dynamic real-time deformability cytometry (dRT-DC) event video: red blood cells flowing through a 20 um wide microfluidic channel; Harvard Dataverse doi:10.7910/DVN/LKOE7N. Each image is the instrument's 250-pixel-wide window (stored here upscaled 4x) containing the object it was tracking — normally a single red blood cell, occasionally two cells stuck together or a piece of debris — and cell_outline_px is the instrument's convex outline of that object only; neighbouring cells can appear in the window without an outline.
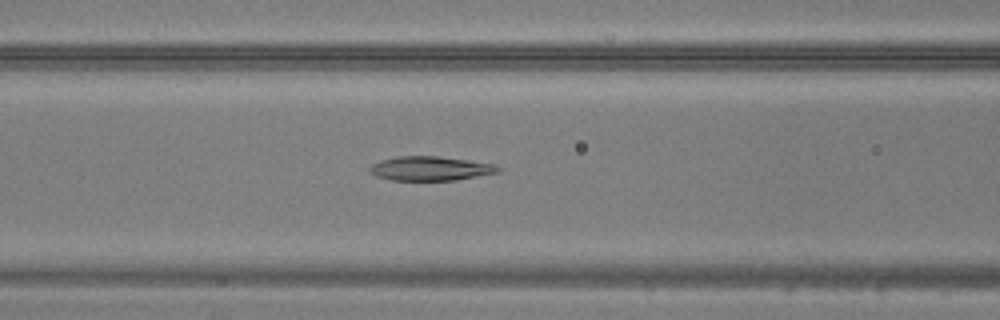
{"species": "common noctule bat (a hibernating species)", "species_latin": "Nyctalus noctula", "temperature_condition": "warm", "stored_images_in_passage": 48, "camera_frame_rate_fps": 3000, "um_per_image_px": 0.085, "animal": {"sex": "male", "body_mass_g": 20.5, "forearm_length_mm": 52.5}, "frame": {"image": 1, "passage_image": 20, "time_ms": 6.333, "image_size_px": [1000, 320], "cell_outline_px": [[500, 172], [456, 180], [392, 180], [376, 176], [368, 168], [372, 164], [396, 156], [436, 156], [496, 164], [500, 168]], "centroid_in_image_um": [36.61, 14.32], "position_along_channel_um": 130.0, "area_um2": 17.92}}
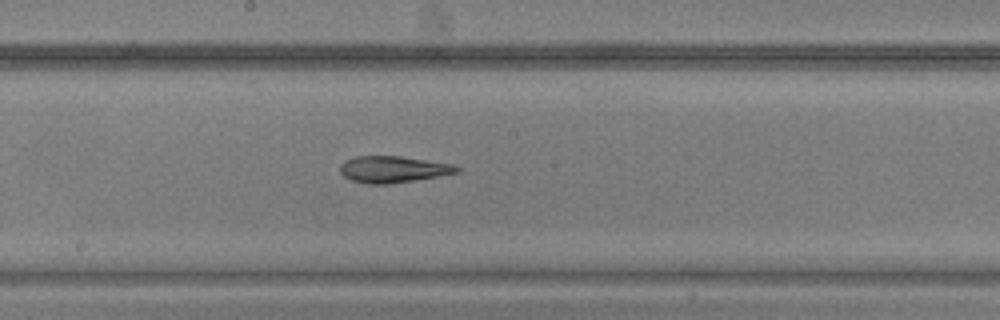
{"frame": {"image": 2, "passage_image": 26, "time_ms": 8.333, "image_size_px": [1000, 320], "cell_outline_px": [[460, 172], [388, 184], [368, 184], [352, 180], [344, 176], [340, 172], [340, 164], [344, 160], [356, 156], [400, 156], [452, 164], [460, 168]], "centroid_in_image_um": [33.37, 14.38], "position_along_channel_um": 214.8, "area_um2": 17.86}}
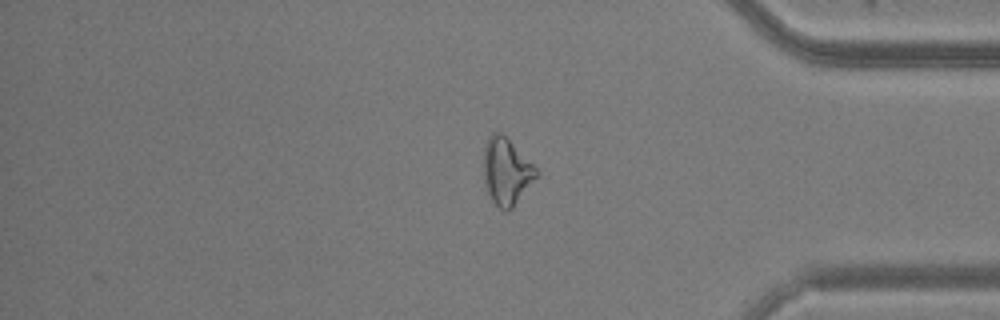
{"frame": {"image": 3, "passage_image": 40, "time_ms": 13.0, "image_size_px": [1000, 320], "cell_outline_px": [[540, 172], [512, 208], [500, 208], [492, 200], [484, 188], [484, 148], [488, 136], [492, 132], [500, 132]], "centroid_in_image_um": [43.01, 14.56], "position_along_channel_um": 392.2, "area_um2": 19.94}}